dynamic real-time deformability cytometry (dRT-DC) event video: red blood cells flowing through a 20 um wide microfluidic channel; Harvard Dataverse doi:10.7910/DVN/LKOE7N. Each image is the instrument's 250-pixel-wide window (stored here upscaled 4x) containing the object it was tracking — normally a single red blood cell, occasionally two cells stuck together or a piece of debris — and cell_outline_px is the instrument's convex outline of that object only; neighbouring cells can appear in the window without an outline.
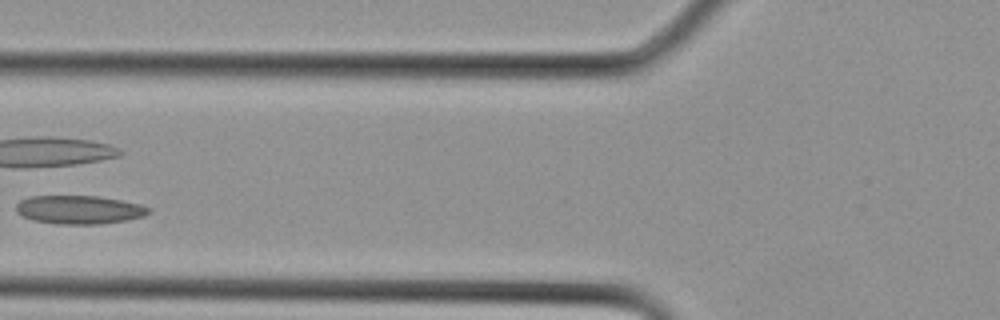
{"species": "Egyptian fruit bat (a non-hibernating species)", "species_latin": "Rousettus aegyptiacus", "temperature_condition": "cold", "stored_images_in_passage": 28, "camera_frame_rate_fps": 3000, "um_per_image_px": 0.085, "animal": {"sex": "female"}, "frame": {"image": 1, "passage_image": 9, "time_ms": 2.667, "image_size_px": [1000, 320], "cell_outline_px": [[152, 208], [144, 216], [124, 220], [100, 224], [60, 224], [32, 220], [16, 212], [16, 204], [20, 200], [32, 196], [100, 196], [140, 204]], "centroid_in_image_um": [6.72, 17.82], "position_along_channel_um": 119.1, "area_um2": 21.91}}